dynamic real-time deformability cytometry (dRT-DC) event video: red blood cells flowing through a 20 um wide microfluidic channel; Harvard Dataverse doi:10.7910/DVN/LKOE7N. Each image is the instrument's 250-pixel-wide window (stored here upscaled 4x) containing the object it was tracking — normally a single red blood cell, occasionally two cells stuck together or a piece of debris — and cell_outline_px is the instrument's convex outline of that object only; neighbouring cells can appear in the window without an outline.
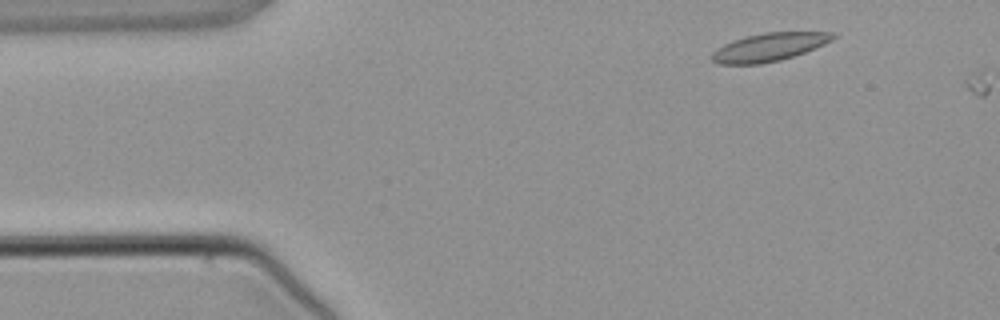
{"species": "common noctule bat (a hibernating species)", "species_latin": "Nyctalus noctula", "temperature_condition": "warm", "stored_images_in_passage": 2, "camera_frame_rate_fps": 3000, "um_per_image_px": 0.085, "animal": {"sex": "male", "body_mass_g": 21.5, "forearm_length_mm": 52.0}, "frame": {"image": 1, "passage_image": 1, "time_ms": 0.0, "image_size_px": [1000, 320], "cell_outline_px": [[840, 36], [824, 44], [804, 52], [780, 60], [760, 64], [720, 64], [712, 60], [712, 52], [716, 48], [724, 44], [748, 36], [764, 32], [832, 32]], "centroid_in_image_um": [65.4, 4.0], "position_along_channel_um": 19.6, "area_um2": 19.65}}